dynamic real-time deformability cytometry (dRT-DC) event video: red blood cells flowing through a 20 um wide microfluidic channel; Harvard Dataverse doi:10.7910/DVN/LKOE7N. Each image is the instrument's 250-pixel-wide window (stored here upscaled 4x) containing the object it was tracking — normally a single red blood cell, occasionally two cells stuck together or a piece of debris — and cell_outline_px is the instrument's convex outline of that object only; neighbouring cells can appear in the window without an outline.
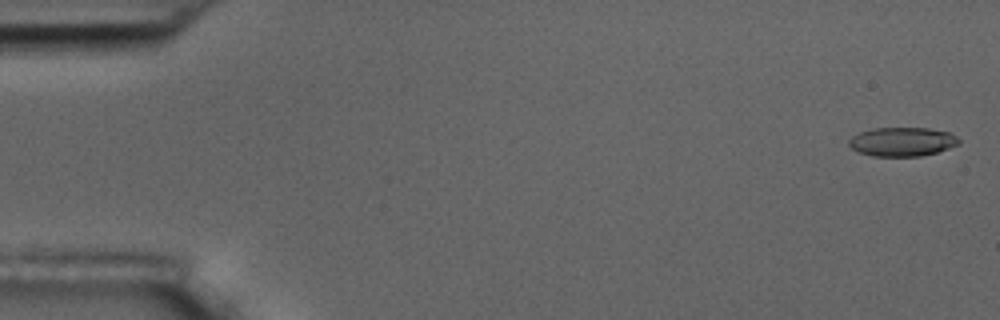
{"species": "common noctule bat (a hibernating species)", "species_latin": "Nyctalus noctula", "temperature_condition": "room temperature", "stored_images_in_passage": 6, "camera_frame_rate_fps": 3000, "um_per_image_px": 0.085, "animal": {"sex": "male", "body_mass_g": 17.5, "forearm_length_mm": 52.3}, "frame": {"image": 1, "passage_image": 1, "time_ms": 0.0, "image_size_px": [1000, 320], "cell_outline_px": [[960, 144], [936, 152], [920, 156], [872, 156], [860, 152], [852, 148], [848, 144], [848, 140], [852, 136], [860, 132], [872, 128], [928, 128], [948, 132], [956, 136], [960, 140]], "centroid_in_image_um": [76.68, 12.04], "position_along_channel_um": 8.3, "area_um2": 18.5}}